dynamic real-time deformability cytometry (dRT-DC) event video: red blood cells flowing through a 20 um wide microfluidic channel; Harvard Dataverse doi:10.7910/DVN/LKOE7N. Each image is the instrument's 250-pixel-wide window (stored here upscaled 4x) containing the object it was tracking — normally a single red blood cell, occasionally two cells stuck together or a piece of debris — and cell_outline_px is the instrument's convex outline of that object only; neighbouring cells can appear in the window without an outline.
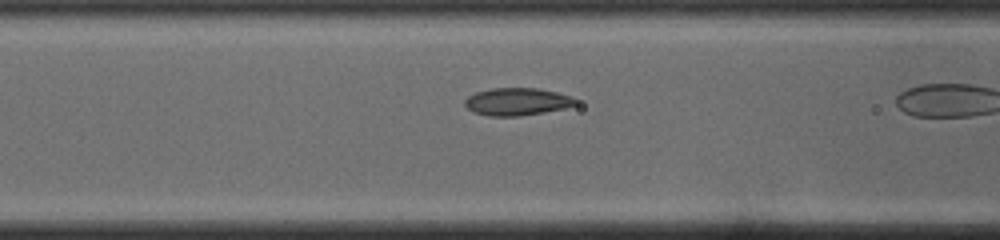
{"species": "common noctule bat (a hibernating species)", "species_latin": "Nyctalus noctula", "temperature_condition": "cold", "stored_images_in_passage": 12, "camera_frame_rate_fps": 3000, "um_per_image_px": 0.085, "animal": {"sex": "male", "body_mass_g": 19.0, "forearm_length_mm": 50.8}, "frame": {"image": 1, "passage_image": 10, "time_ms": 3.0, "image_size_px": [1000, 240], "cell_outline_px": [[580, 104], [564, 108], [544, 112], [520, 116], [492, 116], [472, 112], [464, 104], [464, 100], [468, 96], [476, 92], [492, 88], [536, 88], [556, 92], [568, 96], [576, 100]], "centroid_in_image_um": [43.93, 8.64], "position_along_channel_um": 122.7, "area_um2": 17.69}}